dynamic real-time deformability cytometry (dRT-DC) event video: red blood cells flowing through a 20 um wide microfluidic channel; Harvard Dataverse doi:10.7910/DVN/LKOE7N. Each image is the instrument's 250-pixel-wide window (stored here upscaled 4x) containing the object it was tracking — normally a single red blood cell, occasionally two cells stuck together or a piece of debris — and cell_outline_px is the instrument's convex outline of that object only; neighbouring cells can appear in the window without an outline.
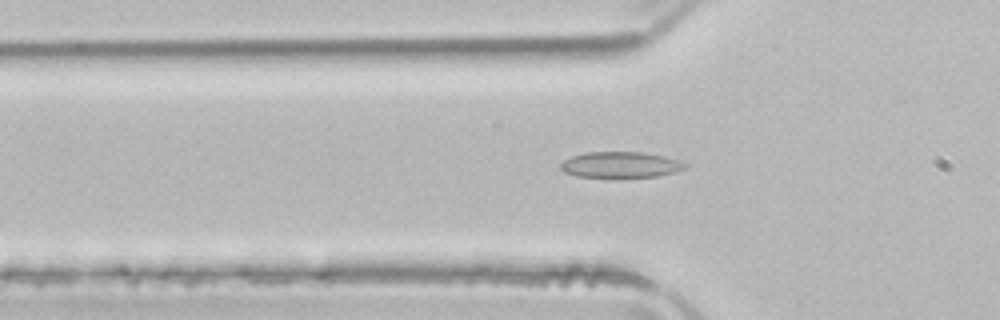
{"species": "common noctule bat (a hibernating species)", "species_latin": "Nyctalus noctula", "temperature_condition": "room temperature", "stored_images_in_passage": 51, "camera_frame_rate_fps": 3000, "um_per_image_px": 0.085, "animal": {"sex": "male", "body_mass_g": 21.5, "forearm_length_mm": 52.0}, "frame": {"image": 1, "passage_image": 17, "time_ms": 5.333, "image_size_px": [1000, 320], "cell_outline_px": [[688, 164], [684, 168], [672, 172], [656, 176], [576, 176], [564, 172], [560, 168], [560, 164], [564, 160], [572, 156], [584, 152], [644, 152], [664, 156], [680, 160]], "centroid_in_image_um": [52.73, 13.98], "position_along_channel_um": 73.1, "area_um2": 18.44}}
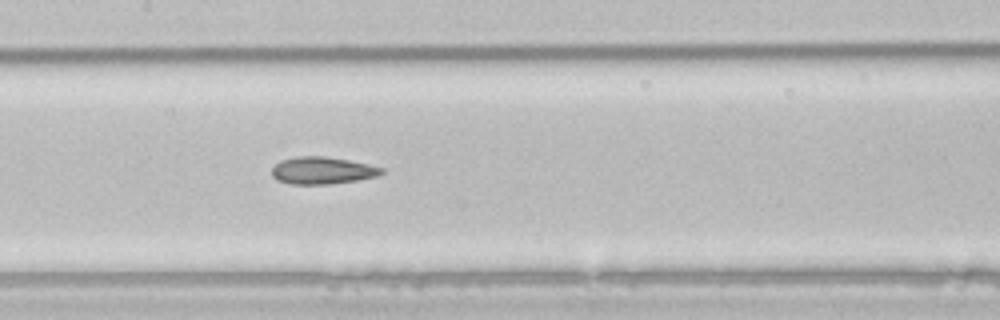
{"frame": {"image": 2, "passage_image": 25, "time_ms": 8.0, "image_size_px": [1000, 320], "cell_outline_px": [[384, 172], [376, 176], [356, 180], [328, 184], [292, 184], [276, 180], [272, 176], [272, 168], [280, 160], [296, 156], [324, 156], [348, 160], [368, 164], [384, 168]], "centroid_in_image_um": [27.37, 14.48], "position_along_channel_um": 180.0, "area_um2": 17.34}}
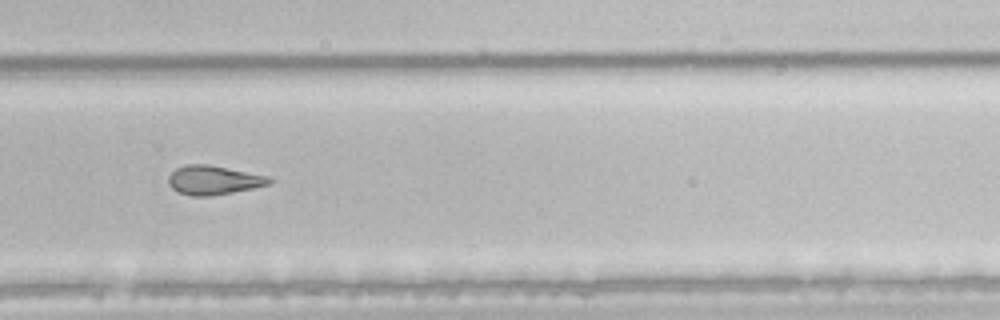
{"frame": {"image": 3, "passage_image": 35, "time_ms": 11.333, "image_size_px": [1000, 320], "cell_outline_px": [[276, 180], [272, 184], [232, 192], [208, 196], [192, 196], [180, 192], [172, 188], [168, 184], [168, 176], [176, 168], [188, 164], [208, 164], [268, 176]], "centroid_in_image_um": [18.18, 15.3], "position_along_channel_um": 311.6, "area_um2": 17.05}, "authors_computed_cell_mechanics": {"area_um2": 18.9584, "velocity_mm_per_s": 3.9706, "shape_relaxation_time_tau1_ms": null, "shape_relaxation_time_tau2_ms": 4.6072, "deformation_change_tau1": null, "deformation_change_tau2": 0.1123}}